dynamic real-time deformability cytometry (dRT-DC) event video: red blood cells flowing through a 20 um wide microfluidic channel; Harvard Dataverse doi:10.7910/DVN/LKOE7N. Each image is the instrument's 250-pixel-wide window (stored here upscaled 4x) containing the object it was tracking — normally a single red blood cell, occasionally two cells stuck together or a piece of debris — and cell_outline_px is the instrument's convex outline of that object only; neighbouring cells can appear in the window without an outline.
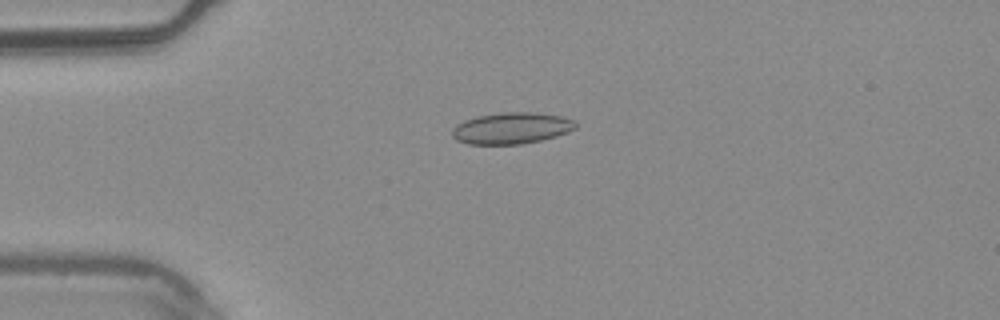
{"species": "common noctule bat (a hibernating species)", "species_latin": "Nyctalus noctula", "temperature_condition": "warm", "stored_images_in_passage": 5, "camera_frame_rate_fps": 3000, "um_per_image_px": 0.085, "animal": {"sex": "male", "body_mass_g": 20.4}, "frame": {"image": 1, "passage_image": 2, "time_ms": 0.333, "image_size_px": [1000, 320], "cell_outline_px": [[576, 128], [568, 132], [556, 136], [524, 144], [468, 144], [456, 140], [452, 136], [452, 128], [456, 124], [464, 120], [476, 116], [500, 112], [536, 112], [560, 116], [572, 120], [576, 124]], "centroid_in_image_um": [43.44, 10.89], "position_along_channel_um": 41.6, "area_um2": 22.72}}
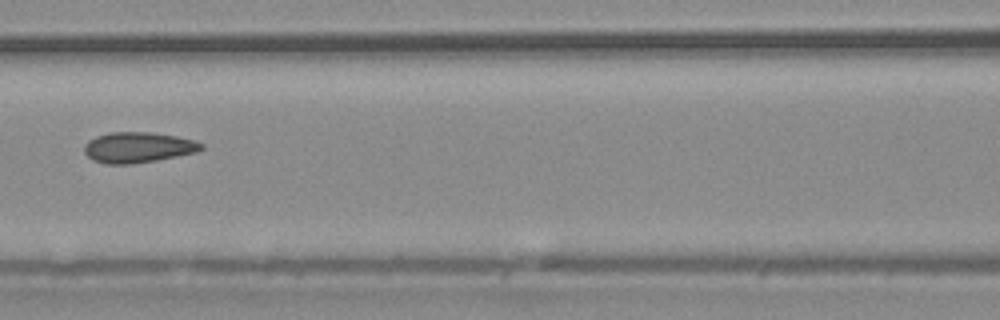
{"frame": {"image": 2, "passage_image": 5, "time_ms": 1.333, "image_size_px": [1000, 320], "cell_outline_px": [[204, 148], [196, 152], [156, 160], [132, 164], [104, 164], [92, 160], [84, 152], [84, 144], [88, 140], [96, 136], [108, 132], [152, 132], [176, 136], [196, 140], [204, 144]], "centroid_in_image_um": [11.72, 12.52], "position_along_channel_um": 154.9, "area_um2": 21.04}}